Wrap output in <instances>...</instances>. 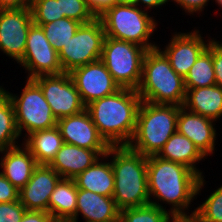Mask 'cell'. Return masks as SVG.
<instances>
[{"label": "cell", "mask_w": 222, "mask_h": 222, "mask_svg": "<svg viewBox=\"0 0 222 222\" xmlns=\"http://www.w3.org/2000/svg\"><path fill=\"white\" fill-rule=\"evenodd\" d=\"M69 74L85 106L120 89L101 60L75 68Z\"/></svg>", "instance_id": "cell-13"}, {"label": "cell", "mask_w": 222, "mask_h": 222, "mask_svg": "<svg viewBox=\"0 0 222 222\" xmlns=\"http://www.w3.org/2000/svg\"><path fill=\"white\" fill-rule=\"evenodd\" d=\"M30 3L31 0H0V10L28 8Z\"/></svg>", "instance_id": "cell-39"}, {"label": "cell", "mask_w": 222, "mask_h": 222, "mask_svg": "<svg viewBox=\"0 0 222 222\" xmlns=\"http://www.w3.org/2000/svg\"><path fill=\"white\" fill-rule=\"evenodd\" d=\"M174 220L176 219L169 211L149 203L121 210L118 222H174Z\"/></svg>", "instance_id": "cell-29"}, {"label": "cell", "mask_w": 222, "mask_h": 222, "mask_svg": "<svg viewBox=\"0 0 222 222\" xmlns=\"http://www.w3.org/2000/svg\"><path fill=\"white\" fill-rule=\"evenodd\" d=\"M26 210L20 200L0 203V222H20Z\"/></svg>", "instance_id": "cell-33"}, {"label": "cell", "mask_w": 222, "mask_h": 222, "mask_svg": "<svg viewBox=\"0 0 222 222\" xmlns=\"http://www.w3.org/2000/svg\"><path fill=\"white\" fill-rule=\"evenodd\" d=\"M193 222H222V186L190 214Z\"/></svg>", "instance_id": "cell-30"}, {"label": "cell", "mask_w": 222, "mask_h": 222, "mask_svg": "<svg viewBox=\"0 0 222 222\" xmlns=\"http://www.w3.org/2000/svg\"><path fill=\"white\" fill-rule=\"evenodd\" d=\"M24 141L23 145L34 156L38 165H49L64 144L57 126L33 132Z\"/></svg>", "instance_id": "cell-23"}, {"label": "cell", "mask_w": 222, "mask_h": 222, "mask_svg": "<svg viewBox=\"0 0 222 222\" xmlns=\"http://www.w3.org/2000/svg\"><path fill=\"white\" fill-rule=\"evenodd\" d=\"M169 1L170 0H136V5L140 6V8H142L141 5H143V9L147 11L152 8H160V6L164 4L166 5V3Z\"/></svg>", "instance_id": "cell-40"}, {"label": "cell", "mask_w": 222, "mask_h": 222, "mask_svg": "<svg viewBox=\"0 0 222 222\" xmlns=\"http://www.w3.org/2000/svg\"><path fill=\"white\" fill-rule=\"evenodd\" d=\"M33 80L40 86L57 120L79 114L86 109L69 73L40 75Z\"/></svg>", "instance_id": "cell-10"}, {"label": "cell", "mask_w": 222, "mask_h": 222, "mask_svg": "<svg viewBox=\"0 0 222 222\" xmlns=\"http://www.w3.org/2000/svg\"><path fill=\"white\" fill-rule=\"evenodd\" d=\"M79 214L83 215L85 222H118L120 210L113 197L77 188L76 214L72 219L74 222H78Z\"/></svg>", "instance_id": "cell-19"}, {"label": "cell", "mask_w": 222, "mask_h": 222, "mask_svg": "<svg viewBox=\"0 0 222 222\" xmlns=\"http://www.w3.org/2000/svg\"><path fill=\"white\" fill-rule=\"evenodd\" d=\"M57 127L64 143L90 150H109L111 147L98 132L86 109L79 114L58 119Z\"/></svg>", "instance_id": "cell-15"}, {"label": "cell", "mask_w": 222, "mask_h": 222, "mask_svg": "<svg viewBox=\"0 0 222 222\" xmlns=\"http://www.w3.org/2000/svg\"><path fill=\"white\" fill-rule=\"evenodd\" d=\"M106 34L102 21L81 24L74 36L58 52L63 73L100 60Z\"/></svg>", "instance_id": "cell-9"}, {"label": "cell", "mask_w": 222, "mask_h": 222, "mask_svg": "<svg viewBox=\"0 0 222 222\" xmlns=\"http://www.w3.org/2000/svg\"><path fill=\"white\" fill-rule=\"evenodd\" d=\"M21 145L0 151L4 154L0 159L2 168L0 172L19 191L27 184L38 166L30 151L23 144Z\"/></svg>", "instance_id": "cell-20"}, {"label": "cell", "mask_w": 222, "mask_h": 222, "mask_svg": "<svg viewBox=\"0 0 222 222\" xmlns=\"http://www.w3.org/2000/svg\"><path fill=\"white\" fill-rule=\"evenodd\" d=\"M205 43L199 30H193L188 33H174L168 45L162 51L158 46L157 48L169 60L170 65L174 71L181 77L185 78L189 69L196 62L200 54L208 47L209 42Z\"/></svg>", "instance_id": "cell-14"}, {"label": "cell", "mask_w": 222, "mask_h": 222, "mask_svg": "<svg viewBox=\"0 0 222 222\" xmlns=\"http://www.w3.org/2000/svg\"><path fill=\"white\" fill-rule=\"evenodd\" d=\"M148 14L137 5L116 3L98 18L102 21L107 37L133 42L152 50L158 47L155 42H149L157 28V21Z\"/></svg>", "instance_id": "cell-6"}, {"label": "cell", "mask_w": 222, "mask_h": 222, "mask_svg": "<svg viewBox=\"0 0 222 222\" xmlns=\"http://www.w3.org/2000/svg\"><path fill=\"white\" fill-rule=\"evenodd\" d=\"M93 14L98 18L107 9L117 3V0H85Z\"/></svg>", "instance_id": "cell-38"}, {"label": "cell", "mask_w": 222, "mask_h": 222, "mask_svg": "<svg viewBox=\"0 0 222 222\" xmlns=\"http://www.w3.org/2000/svg\"><path fill=\"white\" fill-rule=\"evenodd\" d=\"M53 222H74L72 219H54Z\"/></svg>", "instance_id": "cell-43"}, {"label": "cell", "mask_w": 222, "mask_h": 222, "mask_svg": "<svg viewBox=\"0 0 222 222\" xmlns=\"http://www.w3.org/2000/svg\"><path fill=\"white\" fill-rule=\"evenodd\" d=\"M114 173L113 199L121 211L150 203L147 157L128 146H111L106 153Z\"/></svg>", "instance_id": "cell-3"}, {"label": "cell", "mask_w": 222, "mask_h": 222, "mask_svg": "<svg viewBox=\"0 0 222 222\" xmlns=\"http://www.w3.org/2000/svg\"><path fill=\"white\" fill-rule=\"evenodd\" d=\"M174 222H189V219H176Z\"/></svg>", "instance_id": "cell-44"}, {"label": "cell", "mask_w": 222, "mask_h": 222, "mask_svg": "<svg viewBox=\"0 0 222 222\" xmlns=\"http://www.w3.org/2000/svg\"><path fill=\"white\" fill-rule=\"evenodd\" d=\"M215 2H216L220 7H222V0H215Z\"/></svg>", "instance_id": "cell-45"}, {"label": "cell", "mask_w": 222, "mask_h": 222, "mask_svg": "<svg viewBox=\"0 0 222 222\" xmlns=\"http://www.w3.org/2000/svg\"><path fill=\"white\" fill-rule=\"evenodd\" d=\"M186 88L209 87L216 84L212 52L206 48L184 78Z\"/></svg>", "instance_id": "cell-26"}, {"label": "cell", "mask_w": 222, "mask_h": 222, "mask_svg": "<svg viewBox=\"0 0 222 222\" xmlns=\"http://www.w3.org/2000/svg\"><path fill=\"white\" fill-rule=\"evenodd\" d=\"M33 24L30 7L0 10V50L17 63L24 56L28 31Z\"/></svg>", "instance_id": "cell-12"}, {"label": "cell", "mask_w": 222, "mask_h": 222, "mask_svg": "<svg viewBox=\"0 0 222 222\" xmlns=\"http://www.w3.org/2000/svg\"><path fill=\"white\" fill-rule=\"evenodd\" d=\"M180 107L142 101L137 114L136 129L127 146L146 157L157 155L177 131Z\"/></svg>", "instance_id": "cell-5"}, {"label": "cell", "mask_w": 222, "mask_h": 222, "mask_svg": "<svg viewBox=\"0 0 222 222\" xmlns=\"http://www.w3.org/2000/svg\"><path fill=\"white\" fill-rule=\"evenodd\" d=\"M148 50L136 43L105 37L100 60L120 88L137 90Z\"/></svg>", "instance_id": "cell-7"}, {"label": "cell", "mask_w": 222, "mask_h": 222, "mask_svg": "<svg viewBox=\"0 0 222 222\" xmlns=\"http://www.w3.org/2000/svg\"><path fill=\"white\" fill-rule=\"evenodd\" d=\"M174 3L176 2L182 9H184L185 13L193 14L200 13L204 10L205 6H208L207 3L209 0H172ZM187 11V12H186Z\"/></svg>", "instance_id": "cell-36"}, {"label": "cell", "mask_w": 222, "mask_h": 222, "mask_svg": "<svg viewBox=\"0 0 222 222\" xmlns=\"http://www.w3.org/2000/svg\"><path fill=\"white\" fill-rule=\"evenodd\" d=\"M62 177L49 165H38L27 184L19 191V200L27 210L49 212V199Z\"/></svg>", "instance_id": "cell-16"}, {"label": "cell", "mask_w": 222, "mask_h": 222, "mask_svg": "<svg viewBox=\"0 0 222 222\" xmlns=\"http://www.w3.org/2000/svg\"><path fill=\"white\" fill-rule=\"evenodd\" d=\"M108 150H90L64 143L49 164L62 178L74 179Z\"/></svg>", "instance_id": "cell-18"}, {"label": "cell", "mask_w": 222, "mask_h": 222, "mask_svg": "<svg viewBox=\"0 0 222 222\" xmlns=\"http://www.w3.org/2000/svg\"><path fill=\"white\" fill-rule=\"evenodd\" d=\"M207 48L212 52L216 85L222 88V43L212 39Z\"/></svg>", "instance_id": "cell-34"}, {"label": "cell", "mask_w": 222, "mask_h": 222, "mask_svg": "<svg viewBox=\"0 0 222 222\" xmlns=\"http://www.w3.org/2000/svg\"><path fill=\"white\" fill-rule=\"evenodd\" d=\"M142 101L183 106L185 80L179 76L158 49L148 50L143 59L142 79L137 89Z\"/></svg>", "instance_id": "cell-4"}, {"label": "cell", "mask_w": 222, "mask_h": 222, "mask_svg": "<svg viewBox=\"0 0 222 222\" xmlns=\"http://www.w3.org/2000/svg\"><path fill=\"white\" fill-rule=\"evenodd\" d=\"M60 8L61 14L66 18L81 24L92 22L96 18L85 0H60Z\"/></svg>", "instance_id": "cell-32"}, {"label": "cell", "mask_w": 222, "mask_h": 222, "mask_svg": "<svg viewBox=\"0 0 222 222\" xmlns=\"http://www.w3.org/2000/svg\"><path fill=\"white\" fill-rule=\"evenodd\" d=\"M156 156L167 161L184 164L200 177L203 176V172L196 168V163L206 157L191 140L177 131L169 138Z\"/></svg>", "instance_id": "cell-24"}, {"label": "cell", "mask_w": 222, "mask_h": 222, "mask_svg": "<svg viewBox=\"0 0 222 222\" xmlns=\"http://www.w3.org/2000/svg\"><path fill=\"white\" fill-rule=\"evenodd\" d=\"M204 181V176L200 177L184 164L167 161L156 155L147 157L150 204L165 210L166 208L158 202L170 204L172 207L167 210L175 219H190L186 210H189L190 203L206 184Z\"/></svg>", "instance_id": "cell-1"}, {"label": "cell", "mask_w": 222, "mask_h": 222, "mask_svg": "<svg viewBox=\"0 0 222 222\" xmlns=\"http://www.w3.org/2000/svg\"><path fill=\"white\" fill-rule=\"evenodd\" d=\"M20 134L15 120V110L7 97L0 104V151L16 147Z\"/></svg>", "instance_id": "cell-28"}, {"label": "cell", "mask_w": 222, "mask_h": 222, "mask_svg": "<svg viewBox=\"0 0 222 222\" xmlns=\"http://www.w3.org/2000/svg\"><path fill=\"white\" fill-rule=\"evenodd\" d=\"M18 63L28 71L27 79L63 73L58 52L48 41L43 29L35 24L28 31L24 56Z\"/></svg>", "instance_id": "cell-11"}, {"label": "cell", "mask_w": 222, "mask_h": 222, "mask_svg": "<svg viewBox=\"0 0 222 222\" xmlns=\"http://www.w3.org/2000/svg\"><path fill=\"white\" fill-rule=\"evenodd\" d=\"M142 100L137 90L120 88L86 106L100 135L110 146H127L133 138Z\"/></svg>", "instance_id": "cell-2"}, {"label": "cell", "mask_w": 222, "mask_h": 222, "mask_svg": "<svg viewBox=\"0 0 222 222\" xmlns=\"http://www.w3.org/2000/svg\"><path fill=\"white\" fill-rule=\"evenodd\" d=\"M77 187L73 179L62 178L49 199V213L55 219H73L76 214Z\"/></svg>", "instance_id": "cell-25"}, {"label": "cell", "mask_w": 222, "mask_h": 222, "mask_svg": "<svg viewBox=\"0 0 222 222\" xmlns=\"http://www.w3.org/2000/svg\"><path fill=\"white\" fill-rule=\"evenodd\" d=\"M43 29L48 41L53 48L59 52L64 44H66L76 33L81 23L75 20L63 17L47 24H35Z\"/></svg>", "instance_id": "cell-27"}, {"label": "cell", "mask_w": 222, "mask_h": 222, "mask_svg": "<svg viewBox=\"0 0 222 222\" xmlns=\"http://www.w3.org/2000/svg\"><path fill=\"white\" fill-rule=\"evenodd\" d=\"M183 107L216 122L222 116V88L216 84L209 87L186 88Z\"/></svg>", "instance_id": "cell-22"}, {"label": "cell", "mask_w": 222, "mask_h": 222, "mask_svg": "<svg viewBox=\"0 0 222 222\" xmlns=\"http://www.w3.org/2000/svg\"><path fill=\"white\" fill-rule=\"evenodd\" d=\"M8 97V91L3 86H0V104Z\"/></svg>", "instance_id": "cell-41"}, {"label": "cell", "mask_w": 222, "mask_h": 222, "mask_svg": "<svg viewBox=\"0 0 222 222\" xmlns=\"http://www.w3.org/2000/svg\"><path fill=\"white\" fill-rule=\"evenodd\" d=\"M8 98L15 110L20 136L22 131H26L24 139L27 134L57 126V119L53 116L40 86L33 79H27L20 96L8 91Z\"/></svg>", "instance_id": "cell-8"}, {"label": "cell", "mask_w": 222, "mask_h": 222, "mask_svg": "<svg viewBox=\"0 0 222 222\" xmlns=\"http://www.w3.org/2000/svg\"><path fill=\"white\" fill-rule=\"evenodd\" d=\"M19 200V190L16 189L0 172V203Z\"/></svg>", "instance_id": "cell-35"}, {"label": "cell", "mask_w": 222, "mask_h": 222, "mask_svg": "<svg viewBox=\"0 0 222 222\" xmlns=\"http://www.w3.org/2000/svg\"><path fill=\"white\" fill-rule=\"evenodd\" d=\"M117 3L136 5V0H117Z\"/></svg>", "instance_id": "cell-42"}, {"label": "cell", "mask_w": 222, "mask_h": 222, "mask_svg": "<svg viewBox=\"0 0 222 222\" xmlns=\"http://www.w3.org/2000/svg\"><path fill=\"white\" fill-rule=\"evenodd\" d=\"M54 219L49 212L26 210L20 222H53Z\"/></svg>", "instance_id": "cell-37"}, {"label": "cell", "mask_w": 222, "mask_h": 222, "mask_svg": "<svg viewBox=\"0 0 222 222\" xmlns=\"http://www.w3.org/2000/svg\"><path fill=\"white\" fill-rule=\"evenodd\" d=\"M30 9L34 24H47L61 19L60 0H31Z\"/></svg>", "instance_id": "cell-31"}, {"label": "cell", "mask_w": 222, "mask_h": 222, "mask_svg": "<svg viewBox=\"0 0 222 222\" xmlns=\"http://www.w3.org/2000/svg\"><path fill=\"white\" fill-rule=\"evenodd\" d=\"M215 120L201 116L181 106L177 117V132L191 140L206 157L215 151Z\"/></svg>", "instance_id": "cell-17"}, {"label": "cell", "mask_w": 222, "mask_h": 222, "mask_svg": "<svg viewBox=\"0 0 222 222\" xmlns=\"http://www.w3.org/2000/svg\"><path fill=\"white\" fill-rule=\"evenodd\" d=\"M103 158V159H102ZM106 155L98 158L90 167L77 175L73 180L79 189L112 197L114 192V173L111 161L104 162ZM101 160V161H99Z\"/></svg>", "instance_id": "cell-21"}]
</instances>
